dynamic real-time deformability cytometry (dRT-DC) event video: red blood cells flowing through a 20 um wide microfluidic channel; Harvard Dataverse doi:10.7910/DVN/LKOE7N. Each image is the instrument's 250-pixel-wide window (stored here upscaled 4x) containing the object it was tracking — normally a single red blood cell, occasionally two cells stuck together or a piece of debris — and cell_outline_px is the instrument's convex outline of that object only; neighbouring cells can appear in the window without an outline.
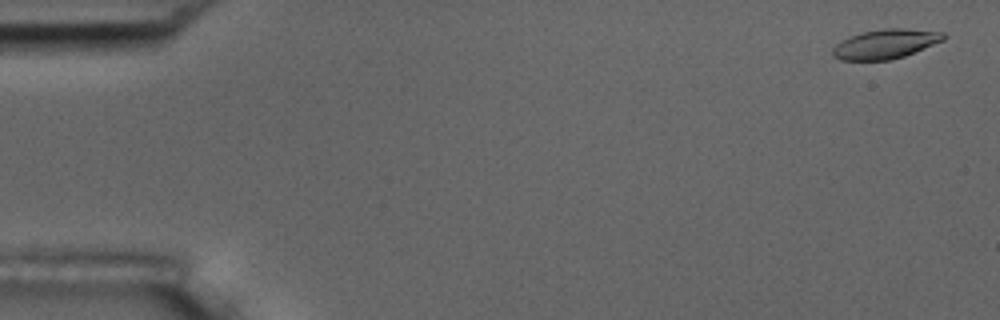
{"species": "common noctule bat (a hibernating species)", "species_latin": "Nyctalus noctula", "temperature_condition": "room temperature", "stored_images_in_passage": 56, "camera_frame_rate_fps": 3000, "um_per_image_px": 0.085, "animal": {"sex": "male", "body_mass_g": 17.5, "forearm_length_mm": 52.3}, "frame": {"image": 1, "passage_image": 2, "time_ms": 0.333, "image_size_px": [1000, 320], "cell_outline_px": [[948, 36], [944, 40], [904, 56], [888, 60], [840, 60], [832, 56], [832, 48], [840, 40], [848, 36], [864, 32], [884, 28], [904, 28], [944, 32]], "centroid_in_image_um": [75.25, 3.73], "position_along_channel_um": 9.8, "area_um2": 19.13}}
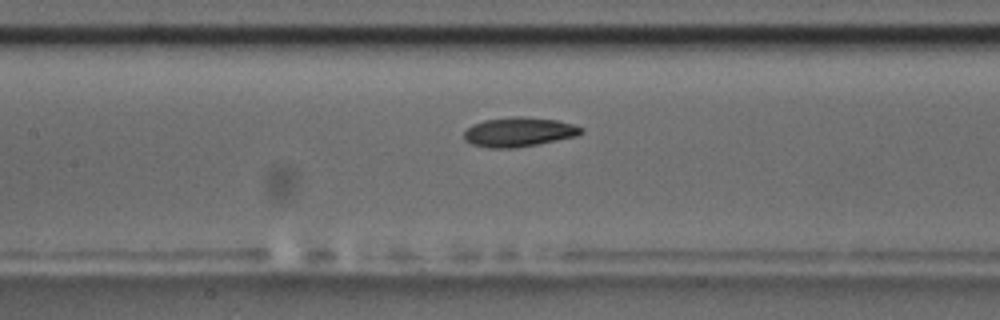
{"frame": {"image": 2, "passage_image": 26, "time_ms": 8.333, "image_size_px": [1000, 320], "cell_outline_px": [[584, 132], [576, 136], [516, 148], [488, 148], [472, 144], [464, 140], [464, 132], [472, 124], [484, 120], [512, 116], [520, 116], [556, 120], [572, 124], [584, 128]], "centroid_in_image_um": [44.08, 11.22], "position_along_channel_um": 163.3, "area_um2": 20.06}}
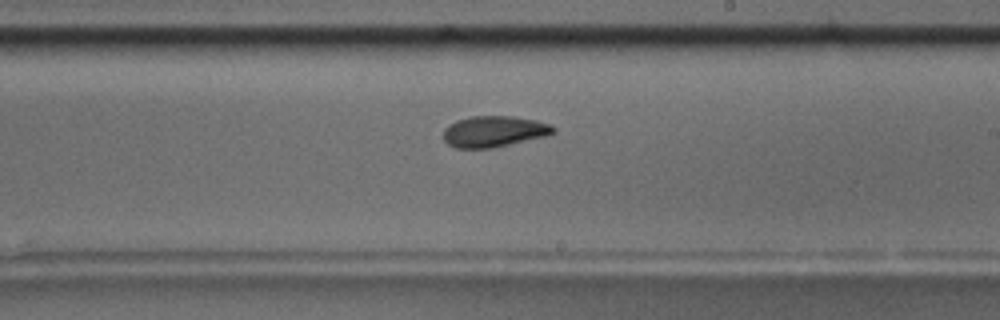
{"frame": {"image": 3, "passage_image": 33, "time_ms": 10.667, "image_size_px": [1000, 320], "cell_outline_px": [[556, 132], [548, 136], [492, 148], [456, 148], [448, 144], [444, 140], [444, 128], [448, 124], [456, 120], [468, 116], [512, 116], [536, 120], [552, 124], [556, 128]], "centroid_in_image_um": [42.01, 11.17], "position_along_channel_um": 247.0, "area_um2": 20.23}, "authors_computed_cell_mechanics": {"area_um2": 19.9988, "velocity_mm_per_s": 3.6161, "shape_relaxation_time_tau1_ms": 4.6026, "shape_relaxation_time_tau2_ms": 3.8962, "deformation_change_tau1": 0.1494, "deformation_change_tau2": 0.0987}}